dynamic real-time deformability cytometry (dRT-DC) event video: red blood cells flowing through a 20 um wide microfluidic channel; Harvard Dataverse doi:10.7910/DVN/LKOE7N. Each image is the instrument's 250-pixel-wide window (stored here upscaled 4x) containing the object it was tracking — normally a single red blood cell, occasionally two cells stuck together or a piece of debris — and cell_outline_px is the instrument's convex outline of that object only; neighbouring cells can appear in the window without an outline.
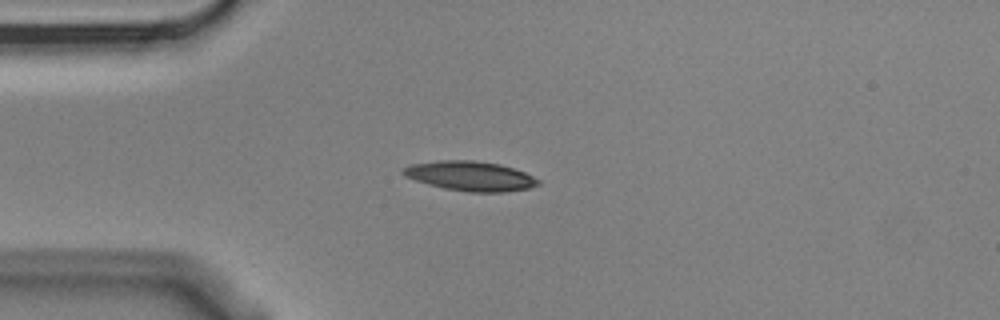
{"species": "Egyptian fruit bat (a non-hibernating species)", "species_latin": "Rousettus aegyptiacus", "temperature_condition": "cold", "stored_images_in_passage": 8, "camera_frame_rate_fps": 3000, "um_per_image_px": 0.085, "animal": {"sex": "male"}, "frame": {"image": 1, "passage_image": 3, "time_ms": 0.667, "image_size_px": [1000, 320], "cell_outline_px": [[540, 184], [528, 188], [504, 192], [468, 192], [444, 188], [428, 184], [404, 176], [400, 172], [408, 164], [436, 160], [472, 160], [500, 164], [524, 172], [540, 180]], "centroid_in_image_um": [39.94, 14.95], "position_along_channel_um": 45.1, "area_um2": 23.35}}
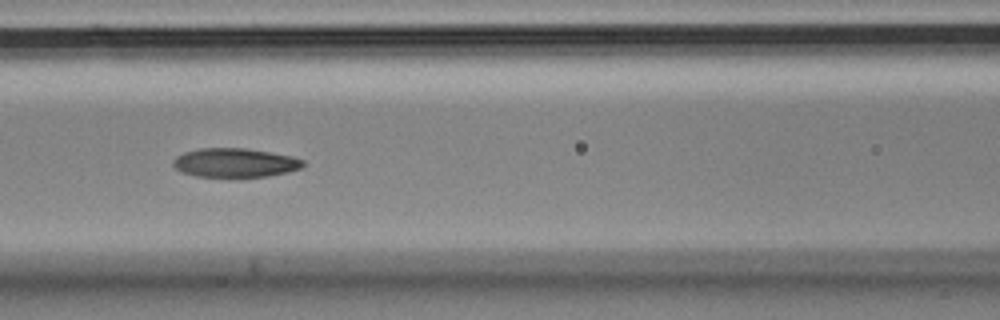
{"frame": {"image": 2, "passage_image": 6, "time_ms": 1.667, "image_size_px": [1000, 320], "cell_outline_px": [[304, 164], [300, 168], [288, 172], [268, 176], [240, 180], [232, 180], [196, 176], [180, 172], [172, 164], [172, 160], [176, 156], [184, 152], [200, 148], [244, 148], [292, 156], [304, 160]], "centroid_in_image_um": [19.93, 13.89], "position_along_channel_um": 146.7, "area_um2": 22.95}}
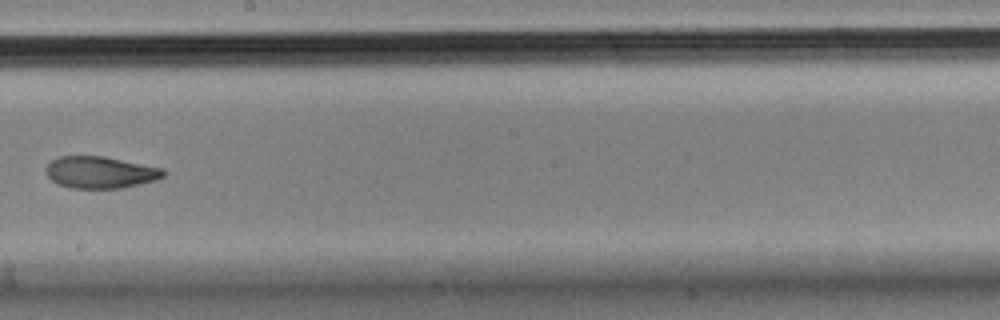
{"frame": {"image": 3, "passage_image": 8, "time_ms": 2.333, "image_size_px": [1000, 320], "cell_outline_px": [[168, 172], [164, 176], [156, 180], [124, 188], [72, 188], [56, 184], [48, 176], [44, 168], [52, 160], [60, 156], [104, 156], [164, 168]], "centroid_in_image_um": [8.55, 14.65], "position_along_channel_um": 239.6, "area_um2": 22.02}}